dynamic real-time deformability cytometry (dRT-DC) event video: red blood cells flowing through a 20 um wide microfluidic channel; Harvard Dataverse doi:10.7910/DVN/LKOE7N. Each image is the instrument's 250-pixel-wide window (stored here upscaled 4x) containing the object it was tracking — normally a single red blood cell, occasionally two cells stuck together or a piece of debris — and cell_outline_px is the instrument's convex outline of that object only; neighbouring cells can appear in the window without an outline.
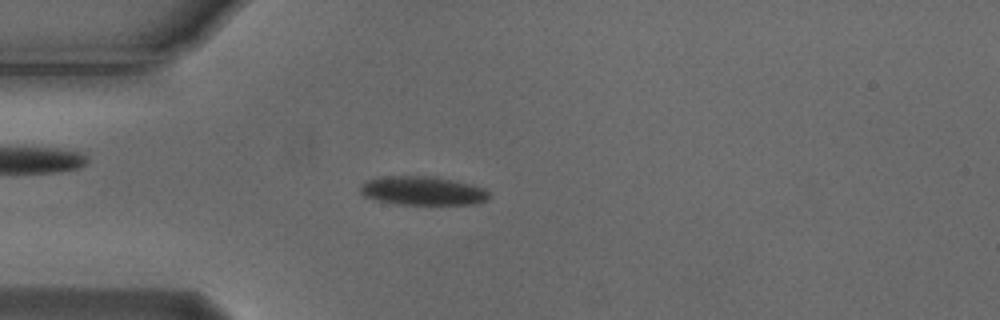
{"species": "Egyptian fruit bat (a non-hibernating species)", "species_latin": "Rousettus aegyptiacus", "temperature_condition": "cold", "stored_images_in_passage": 54, "camera_frame_rate_fps": 3000, "um_per_image_px": 0.085, "animal": {"sex": "male"}, "frame": {"image": 1, "passage_image": 14, "time_ms": 4.333, "image_size_px": [1000, 320], "cell_outline_px": [[488, 200], [480, 204], [392, 204], [376, 200], [364, 196], [360, 192], [360, 184], [368, 180], [392, 176], [436, 176], [472, 184], [484, 188], [488, 192]], "centroid_in_image_um": [35.95, 16.22], "position_along_channel_um": 49.0, "area_um2": 21.73}}
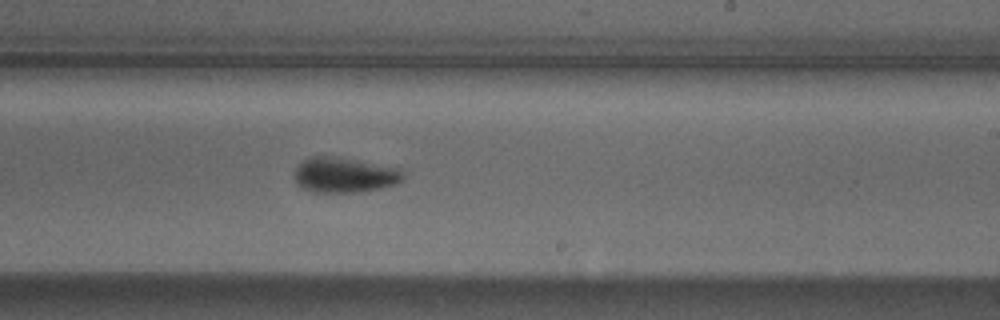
{"frame": {"image": 2, "passage_image": 32, "time_ms": 10.333, "image_size_px": [1000, 320], "cell_outline_px": [[404, 180], [396, 184], [360, 192], [312, 192], [296, 184], [296, 168], [308, 156], [332, 156], [400, 168], [404, 172]], "centroid_in_image_um": [29.3, 14.88], "position_along_channel_um": 259.7, "area_um2": 22.14}}
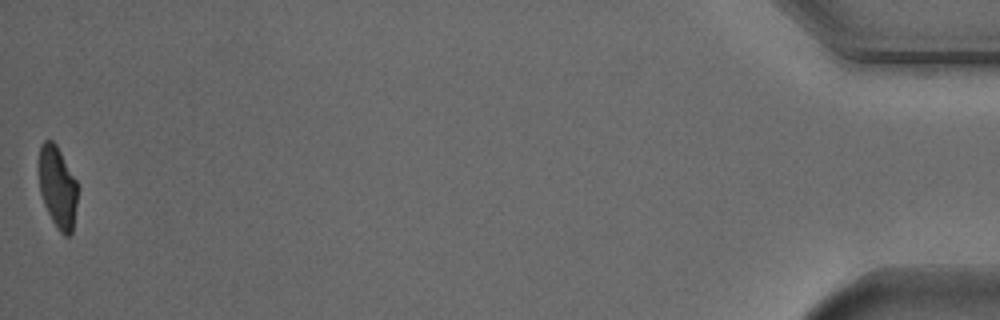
{"frame": {"image": 3, "passage_image": 54, "time_ms": 17.667, "image_size_px": [1000, 320], "cell_outline_px": [[76, 204], [72, 232], [68, 236], [64, 236], [60, 232], [52, 220], [44, 204], [40, 192], [40, 144], [44, 140], [52, 140], [56, 144], [76, 180]], "centroid_in_image_um": [4.89, 15.91], "position_along_channel_um": 430.3, "area_um2": 17.98}, "authors_computed_cell_mechanics": {"area_um2": 20.808, "velocity_mm_per_s": 3.7143, "shape_relaxation_time_tau1_ms": 3.2161, "shape_relaxation_time_tau2_ms": 3.7723, "deformation_change_tau1": 0.1184, "deformation_change_tau2": 0.0766}}